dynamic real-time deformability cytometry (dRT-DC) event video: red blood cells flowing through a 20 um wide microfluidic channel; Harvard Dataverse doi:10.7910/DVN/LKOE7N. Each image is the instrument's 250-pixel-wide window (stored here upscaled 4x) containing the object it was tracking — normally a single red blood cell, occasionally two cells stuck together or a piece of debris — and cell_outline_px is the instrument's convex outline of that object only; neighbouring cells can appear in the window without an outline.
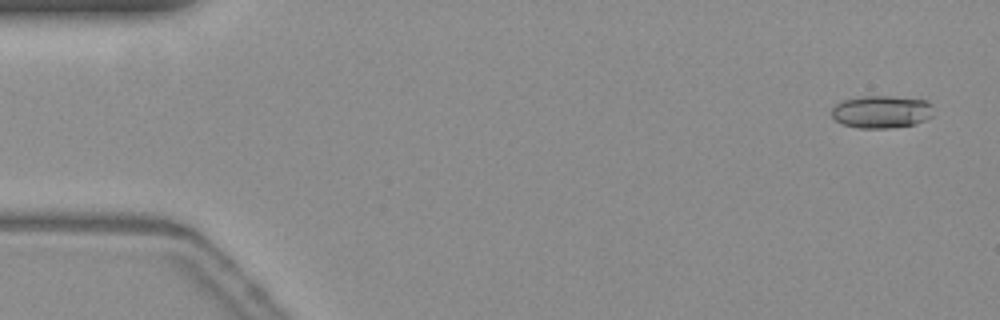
{"species": "common noctule bat (a hibernating species)", "species_latin": "Nyctalus noctula", "temperature_condition": "warm", "stored_images_in_passage": 55, "camera_frame_rate_fps": 3000, "um_per_image_px": 0.085, "animal": {"sex": "female", "body_mass_g": 19.3, "forearm_length_mm": 54.1}, "frame": {"image": 1, "passage_image": 3, "time_ms": 0.667, "image_size_px": [1000, 320], "cell_outline_px": [[932, 116], [924, 120], [912, 124], [888, 128], [860, 128], [844, 124], [836, 120], [832, 116], [832, 108], [836, 104], [844, 100], [864, 96], [888, 96], [924, 100], [928, 104]], "centroid_in_image_um": [74.87, 9.5], "position_along_channel_um": 10.1, "area_um2": 18.79}}
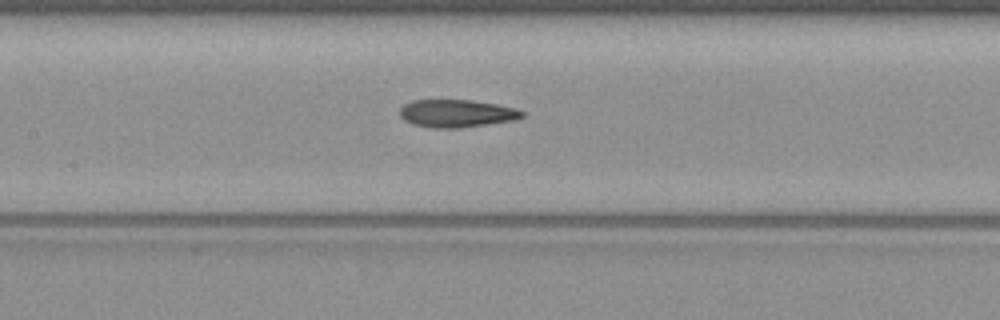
{"frame": {"image": 2, "passage_image": 26, "time_ms": 8.333, "image_size_px": [1000, 320], "cell_outline_px": [[524, 116], [516, 120], [460, 128], [432, 128], [412, 124], [404, 120], [400, 116], [400, 108], [404, 104], [412, 100], [472, 100], [496, 104], [516, 108], [524, 112]], "centroid_in_image_um": [38.81, 9.64], "position_along_channel_um": 168.6, "area_um2": 19.88}}
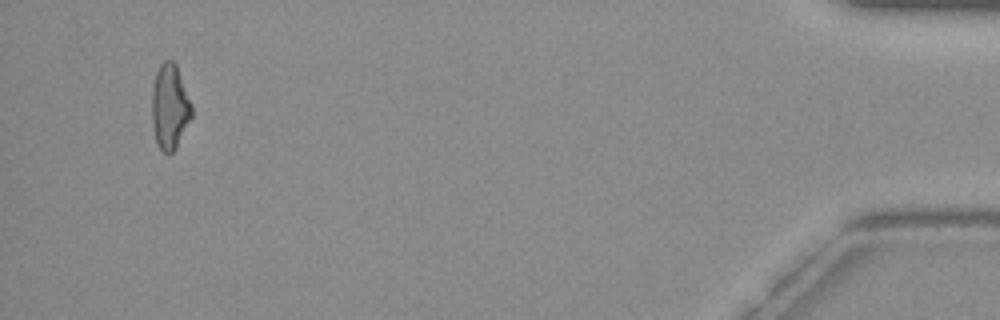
{"frame": {"image": 3, "passage_image": 53, "time_ms": 17.333, "image_size_px": [1000, 320], "cell_outline_px": [[192, 116], [176, 148], [172, 152], [164, 152], [160, 148], [156, 140], [152, 120], [152, 88], [156, 72], [160, 64], [164, 60], [172, 60], [176, 64], [192, 104]], "centroid_in_image_um": [14.44, 9.04], "position_along_channel_um": 420.8, "area_um2": 19.59}, "authors_computed_cell_mechanics": {"area_um2": 19.8254, "velocity_mm_per_s": 3.7506, "shape_relaxation_time_tau1_ms": null, "shape_relaxation_time_tau2_ms": 2.9491, "deformation_change_tau1": null, "deformation_change_tau2": 0.1155}}